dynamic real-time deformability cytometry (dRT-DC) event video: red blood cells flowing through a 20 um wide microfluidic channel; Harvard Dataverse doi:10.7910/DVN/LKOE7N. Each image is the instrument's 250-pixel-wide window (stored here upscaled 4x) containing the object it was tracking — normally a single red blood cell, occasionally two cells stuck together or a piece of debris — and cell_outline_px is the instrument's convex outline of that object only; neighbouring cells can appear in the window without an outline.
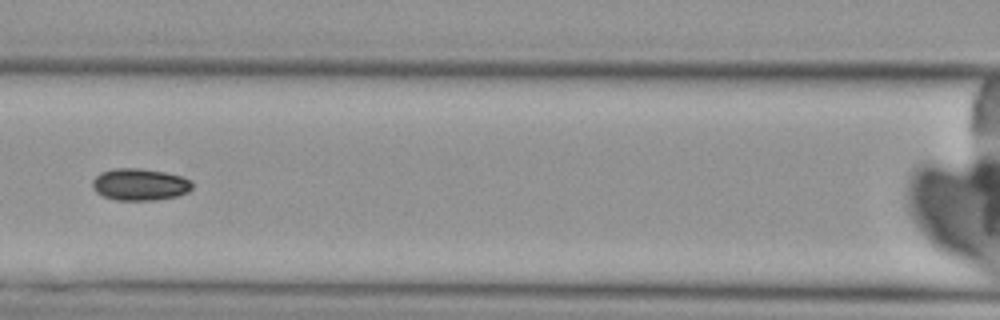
{"species": "Egyptian fruit bat (a non-hibernating species)", "species_latin": "Rousettus aegyptiacus", "temperature_condition": "cold", "stored_images_in_passage": 10, "camera_frame_rate_fps": 3000, "um_per_image_px": 0.085, "animal": {"sex": "female"}, "frame": {"image": 1, "passage_image": 7, "time_ms": 8.0, "image_size_px": [1000, 320], "cell_outline_px": [[192, 188], [188, 192], [176, 196], [152, 200], [116, 200], [104, 196], [96, 192], [92, 188], [92, 180], [100, 172], [112, 168], [140, 168], [164, 172], [180, 176], [192, 180]], "centroid_in_image_um": [11.86, 15.67], "position_along_channel_um": 154.7, "area_um2": 18.61}}